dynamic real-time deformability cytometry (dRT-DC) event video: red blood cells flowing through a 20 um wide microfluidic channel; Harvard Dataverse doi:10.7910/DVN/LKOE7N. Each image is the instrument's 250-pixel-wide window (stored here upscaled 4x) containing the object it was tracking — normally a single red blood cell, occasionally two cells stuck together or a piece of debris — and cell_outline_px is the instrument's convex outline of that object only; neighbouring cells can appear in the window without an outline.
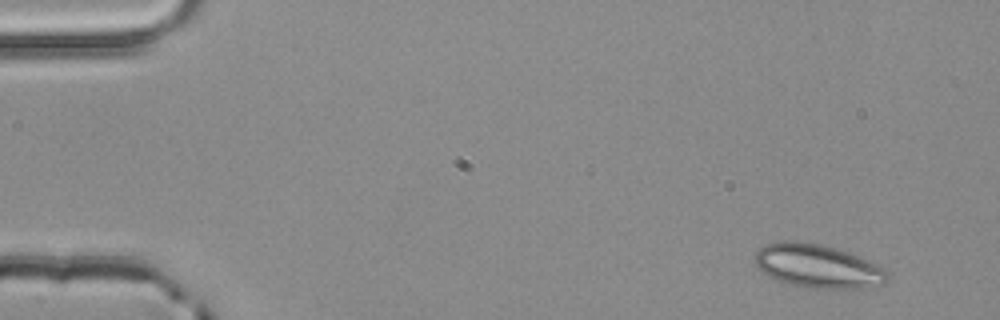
{"species": "common noctule bat (a hibernating species)", "species_latin": "Nyctalus noctula", "temperature_condition": "room temperature", "stored_images_in_passage": 4, "camera_frame_rate_fps": 3000, "um_per_image_px": 0.085, "animal": {"sex": "male", "body_mass_g": 20.4}, "frame": {"image": 1, "passage_image": 1, "time_ms": 0.0, "image_size_px": [1000, 320], "cell_outline_px": [[888, 280], [884, 284], [864, 288], [812, 288], [792, 284], [780, 280], [756, 268], [752, 260], [756, 252], [764, 244], [780, 240], [796, 240], [836, 248], [848, 252], [868, 260], [884, 268], [888, 272]], "centroid_in_image_um": [69.49, 22.6], "position_along_channel_um": 15.5, "area_um2": 33.64}}